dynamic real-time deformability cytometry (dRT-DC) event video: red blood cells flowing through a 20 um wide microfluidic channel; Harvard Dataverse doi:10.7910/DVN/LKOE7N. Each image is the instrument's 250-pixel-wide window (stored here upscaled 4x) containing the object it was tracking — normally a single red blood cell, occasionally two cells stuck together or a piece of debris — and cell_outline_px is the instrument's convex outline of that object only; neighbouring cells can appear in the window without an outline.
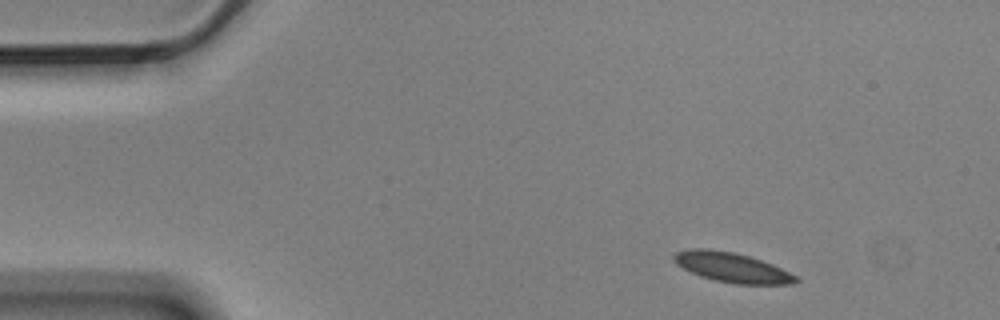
{"species": "Egyptian fruit bat (a non-hibernating species)", "species_latin": "Rousettus aegyptiacus", "temperature_condition": "cold", "stored_images_in_passage": 4, "camera_frame_rate_fps": 3000, "um_per_image_px": 0.085, "animal": {"sex": "male"}, "frame": {"image": 1, "passage_image": 1, "time_ms": 0.0, "image_size_px": [1000, 320], "cell_outline_px": [[800, 280], [792, 284], [736, 284], [716, 280], [700, 276], [676, 264], [672, 260], [672, 256], [676, 252], [692, 248], [708, 248], [736, 252], [772, 264], [796, 276]], "centroid_in_image_um": [62.18, 22.72], "position_along_channel_um": 22.8, "area_um2": 21.04}}
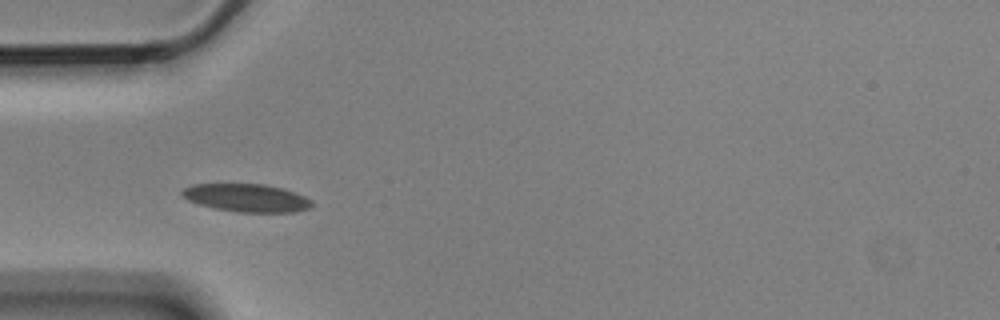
{"frame": {"image": 2, "passage_image": 4, "time_ms": 1.0, "image_size_px": [1000, 320], "cell_outline_px": [[312, 208], [296, 212], [236, 212], [212, 208], [188, 200], [180, 192], [184, 188], [192, 184], [264, 184], [284, 188], [304, 196], [312, 200]], "centroid_in_image_um": [20.99, 16.82], "position_along_channel_um": 64.0, "area_um2": 21.27}}